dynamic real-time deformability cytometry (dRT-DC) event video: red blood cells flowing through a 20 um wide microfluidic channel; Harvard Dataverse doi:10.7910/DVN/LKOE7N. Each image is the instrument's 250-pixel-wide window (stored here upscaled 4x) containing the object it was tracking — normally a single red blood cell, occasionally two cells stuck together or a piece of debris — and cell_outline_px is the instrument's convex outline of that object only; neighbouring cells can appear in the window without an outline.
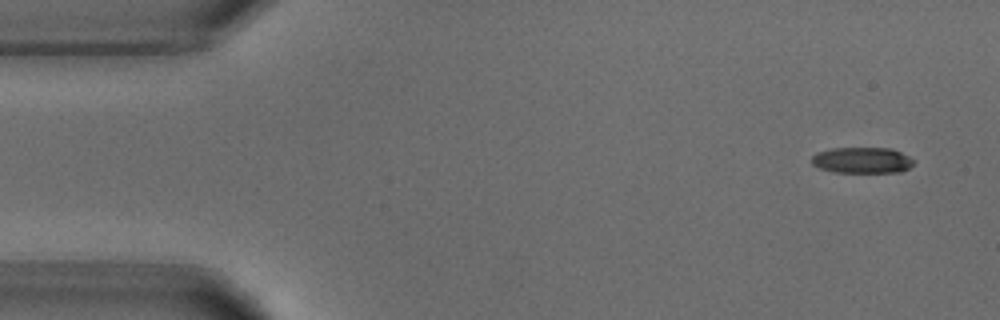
{"species": "common noctule bat (a hibernating species)", "species_latin": "Nyctalus noctula", "temperature_condition": "warm", "stored_images_in_passage": 3, "camera_frame_rate_fps": 3000, "um_per_image_px": 0.085, "animal": {"sex": "male", "body_mass_g": 18.8}, "frame": {"image": 1, "passage_image": 1, "time_ms": 0.0, "image_size_px": [1000, 320], "cell_outline_px": [[916, 160], [908, 168], [900, 172], [832, 172], [820, 168], [812, 164], [812, 156], [816, 152], [832, 148], [892, 148]], "centroid_in_image_um": [73.27, 13.61], "position_along_channel_um": 11.7, "area_um2": 15.49}}